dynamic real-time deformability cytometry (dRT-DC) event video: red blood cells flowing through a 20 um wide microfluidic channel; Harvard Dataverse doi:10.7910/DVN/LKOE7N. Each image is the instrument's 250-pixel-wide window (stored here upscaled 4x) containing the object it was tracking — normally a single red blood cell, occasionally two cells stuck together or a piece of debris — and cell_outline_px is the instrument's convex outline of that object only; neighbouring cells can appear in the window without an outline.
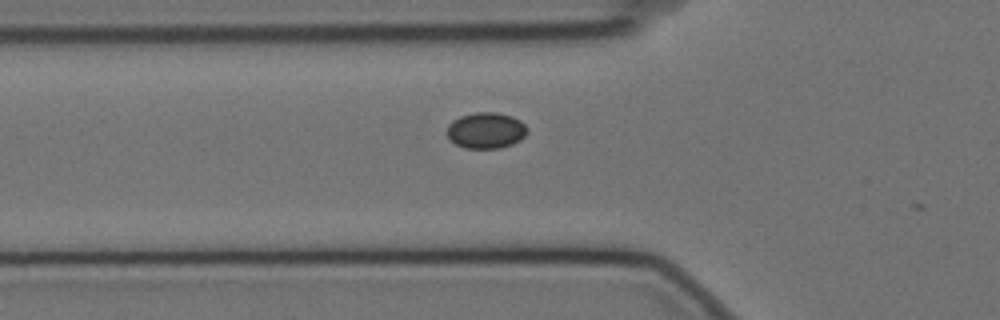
{"species": "Egyptian fruit bat (a non-hibernating species)", "species_latin": "Rousettus aegyptiacus", "temperature_condition": "cold", "stored_images_in_passage": 4, "camera_frame_rate_fps": 3000, "um_per_image_px": 0.085, "animal": {"sex": "female"}, "frame": {"image": 1, "passage_image": 2, "time_ms": 0.333, "image_size_px": [1000, 320], "cell_outline_px": [[528, 132], [520, 140], [512, 144], [500, 148], [464, 148], [456, 144], [448, 136], [448, 124], [452, 120], [460, 116], [476, 112], [496, 112], [512, 116], [520, 120], [528, 128]], "centroid_in_image_um": [41.33, 11.08], "position_along_channel_um": 84.5, "area_um2": 16.88}}